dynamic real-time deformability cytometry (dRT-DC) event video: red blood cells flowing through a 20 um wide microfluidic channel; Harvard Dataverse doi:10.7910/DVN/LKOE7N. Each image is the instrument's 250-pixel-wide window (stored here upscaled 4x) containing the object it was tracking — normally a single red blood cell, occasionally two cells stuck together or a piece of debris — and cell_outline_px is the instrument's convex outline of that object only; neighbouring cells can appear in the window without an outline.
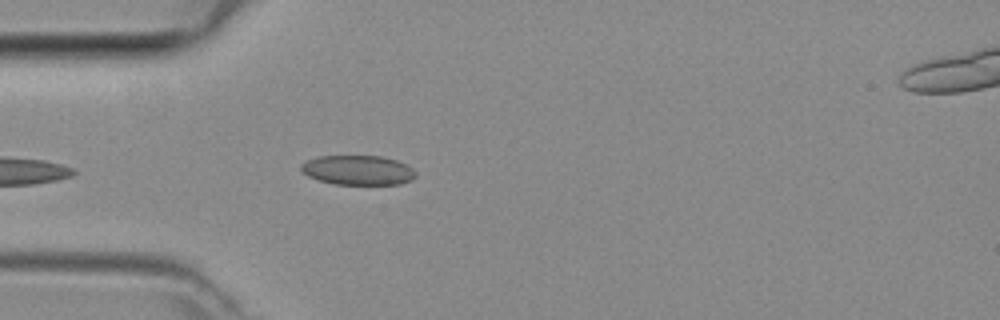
{"species": "common noctule bat (a hibernating species)", "species_latin": "Nyctalus noctula", "temperature_condition": "room temperature", "stored_images_in_passage": 29, "camera_frame_rate_fps": 3000, "um_per_image_px": 0.085, "animal": {"sex": "female", "body_mass_g": 29.2, "forearm_length_mm": 56.3}, "frame": {"image": 1, "passage_image": 1, "time_ms": 0.0, "image_size_px": [1000, 320], "cell_outline_px": [[416, 176], [412, 180], [400, 184], [336, 184], [320, 180], [308, 176], [300, 172], [300, 164], [316, 156], [380, 156], [396, 160], [412, 168], [416, 172]], "centroid_in_image_um": [30.4, 14.46], "position_along_channel_um": 54.6, "area_um2": 19.77}}